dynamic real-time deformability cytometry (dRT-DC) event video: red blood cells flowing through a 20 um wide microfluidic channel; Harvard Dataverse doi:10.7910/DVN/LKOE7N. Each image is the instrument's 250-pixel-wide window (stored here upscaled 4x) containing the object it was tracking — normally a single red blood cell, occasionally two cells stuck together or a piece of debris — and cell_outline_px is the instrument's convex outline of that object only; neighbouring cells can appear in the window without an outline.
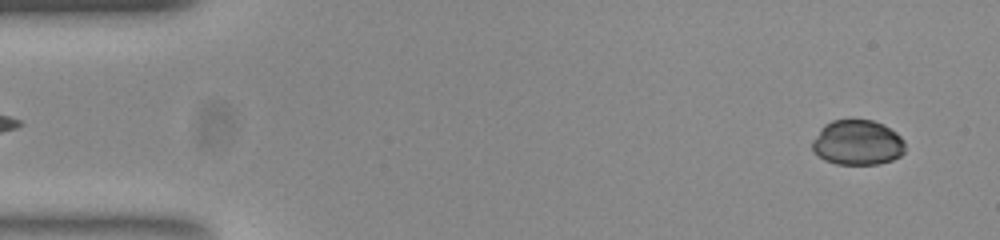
{"species": "common noctule bat (a hibernating species)", "species_latin": "Nyctalus noctula", "temperature_condition": "room temperature", "stored_images_in_passage": 50, "camera_frame_rate_fps": 3000, "um_per_image_px": 0.085, "animal": {"sex": "female", "body_mass_g": 23.0, "forearm_length_mm": 53.4}, "frame": {"image": 1, "passage_image": 2, "time_ms": 0.333, "image_size_px": [1000, 240], "cell_outline_px": [[904, 152], [900, 156], [892, 160], [880, 164], [836, 164], [824, 160], [812, 148], [812, 140], [820, 128], [824, 124], [832, 120], [872, 120], [884, 124], [896, 132], [904, 140]], "centroid_in_image_um": [72.89, 12.12], "position_along_channel_um": 12.1, "area_um2": 24.51}}
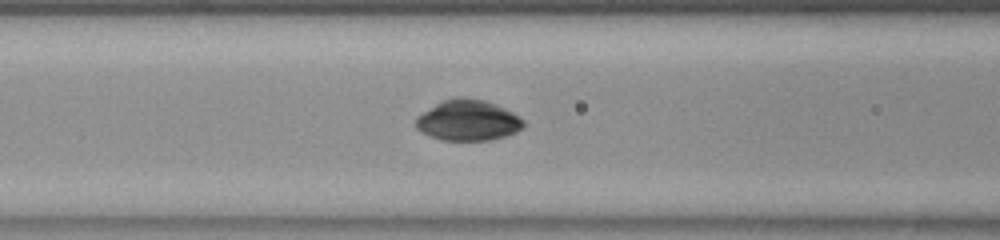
{"frame": {"image": 2, "passage_image": 20, "time_ms": 6.333, "image_size_px": [1000, 240], "cell_outline_px": [[524, 124], [516, 132], [504, 136], [488, 140], [440, 140], [428, 136], [420, 132], [416, 128], [416, 116], [440, 100], [456, 96], [460, 96], [484, 100], [496, 104], [512, 112], [524, 120]], "centroid_in_image_um": [39.71, 10.21], "position_along_channel_um": 126.9, "area_um2": 25.78}}
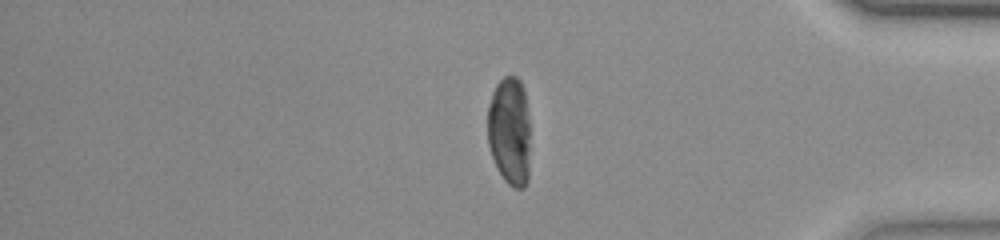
{"frame": {"image": 3, "passage_image": 43, "time_ms": 14.0, "image_size_px": [1000, 240], "cell_outline_px": [[528, 180], [524, 188], [512, 188], [504, 180], [492, 156], [488, 144], [488, 108], [492, 92], [496, 84], [504, 76], [516, 76], [520, 80], [524, 88], [528, 116]], "centroid_in_image_um": [43.3, 11.12], "position_along_channel_um": 391.9, "area_um2": 26.88}, "authors_computed_cell_mechanics": {"area_um2": 25.6921, "velocity_mm_per_s": 3.8242, "shape_relaxation_time_tau1_ms": 5.8362, "shape_relaxation_time_tau2_ms": null, "deformation_change_tau1": 0.126, "deformation_change_tau2": null}}